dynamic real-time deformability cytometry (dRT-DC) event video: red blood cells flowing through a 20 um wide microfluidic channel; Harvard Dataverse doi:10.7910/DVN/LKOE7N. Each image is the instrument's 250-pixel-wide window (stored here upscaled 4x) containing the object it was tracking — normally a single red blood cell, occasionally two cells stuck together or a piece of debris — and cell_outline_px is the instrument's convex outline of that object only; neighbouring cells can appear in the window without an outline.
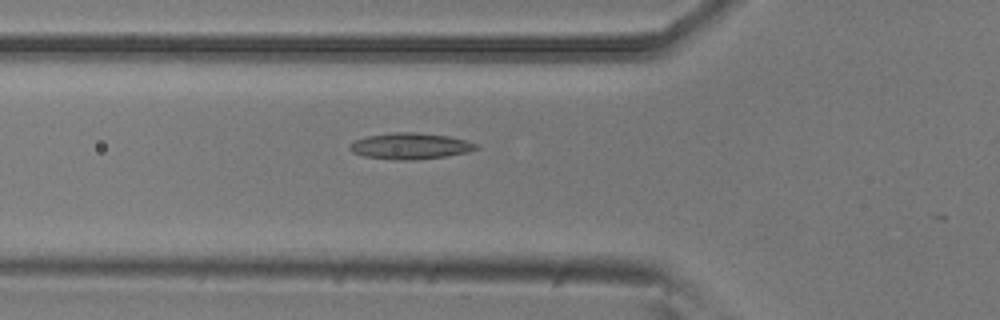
{"species": "common noctule bat (a hibernating species)", "species_latin": "Nyctalus noctula", "temperature_condition": "room temperature", "stored_images_in_passage": 5, "camera_frame_rate_fps": 3000, "um_per_image_px": 0.085, "animal": {"sex": "male", "body_mass_g": 20.5, "forearm_length_mm": 52.5}, "frame": {"image": 1, "passage_image": 5, "time_ms": 1.333, "image_size_px": [1000, 320], "cell_outline_px": [[480, 148], [468, 152], [448, 156], [412, 160], [392, 160], [364, 156], [352, 152], [348, 148], [348, 144], [356, 140], [368, 136], [392, 132], [416, 132], [452, 136], [468, 140], [480, 144]], "centroid_in_image_um": [34.93, 12.41], "position_along_channel_um": 90.9, "area_um2": 19.71}}